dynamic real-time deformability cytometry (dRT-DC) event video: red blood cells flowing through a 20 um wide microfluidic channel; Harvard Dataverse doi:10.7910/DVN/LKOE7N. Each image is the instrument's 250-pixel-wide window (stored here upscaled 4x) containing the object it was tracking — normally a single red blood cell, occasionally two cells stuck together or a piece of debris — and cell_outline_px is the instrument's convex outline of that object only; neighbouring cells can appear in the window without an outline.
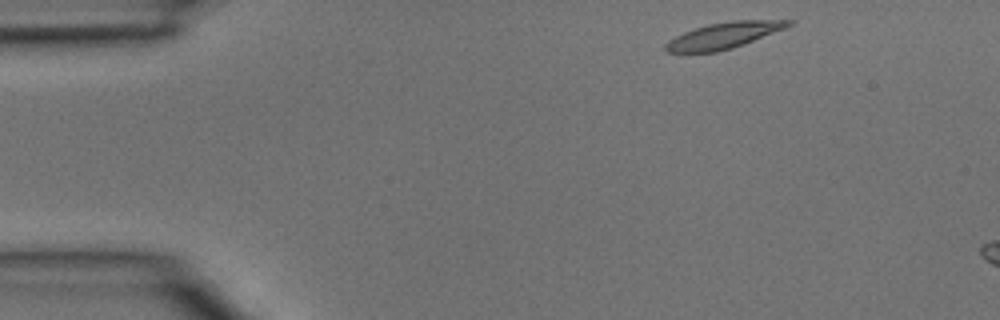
{"species": "common noctule bat (a hibernating species)", "species_latin": "Nyctalus noctula", "temperature_condition": "room temperature", "stored_images_in_passage": 3, "segment_of_instrument_passage": [2, 2], "camera_frame_rate_fps": 3000, "um_per_image_px": 0.085, "animal": {"sex": "male", "body_mass_g": 15.6}, "frame": {"image": 1, "passage_image": 3, "time_ms": 0.667, "image_size_px": [1000, 320], "cell_outline_px": [[796, 20], [792, 24], [784, 28], [744, 44], [732, 48], [716, 52], [668, 52], [664, 48], [664, 44], [668, 40], [684, 32], [708, 24], [732, 20]], "centroid_in_image_um": [61.5, 3.01], "position_along_channel_um": 23.5, "area_um2": 18.5}}